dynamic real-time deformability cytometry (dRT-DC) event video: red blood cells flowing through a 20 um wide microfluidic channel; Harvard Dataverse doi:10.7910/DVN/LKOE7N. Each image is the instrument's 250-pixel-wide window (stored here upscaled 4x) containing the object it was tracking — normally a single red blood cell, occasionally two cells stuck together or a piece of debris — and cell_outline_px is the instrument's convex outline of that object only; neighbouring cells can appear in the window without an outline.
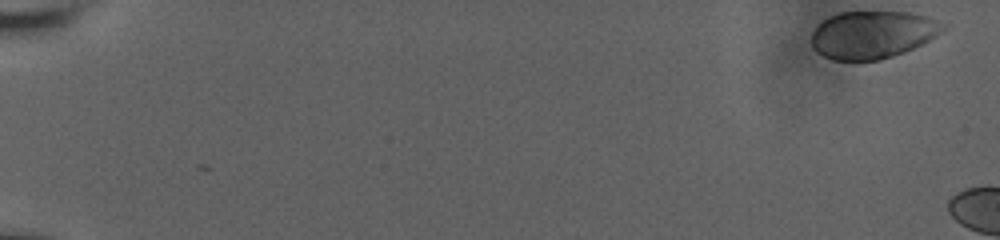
{"species": "human", "species_latin": "Homo sapiens", "temperature_condition": "room temperature", "stored_images_in_passage": 8, "camera_frame_rate_fps": 3000, "um_per_image_px": 0.085, "donor": {"sex": "male"}, "frame": {"image": 1, "passage_image": 1, "time_ms": 0.0, "image_size_px": [1000, 240], "cell_outline_px": [[948, 28], [944, 32], [904, 52], [880, 60], [832, 60], [816, 52], [812, 48], [812, 32], [816, 24], [828, 16], [840, 12], [908, 12], [928, 16], [948, 24]], "centroid_in_image_um": [74.17, 2.93], "position_along_channel_um": 10.8, "area_um2": 36.88}}